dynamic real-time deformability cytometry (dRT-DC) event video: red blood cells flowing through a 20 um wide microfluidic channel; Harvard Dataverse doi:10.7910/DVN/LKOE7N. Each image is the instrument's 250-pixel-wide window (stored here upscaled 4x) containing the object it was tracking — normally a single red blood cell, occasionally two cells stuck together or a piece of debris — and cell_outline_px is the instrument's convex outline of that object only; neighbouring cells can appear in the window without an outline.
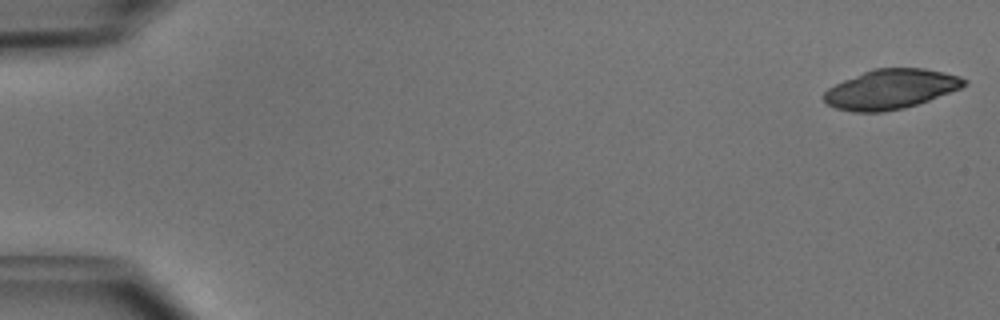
{"species": "common noctule bat (a hibernating species)", "species_latin": "Nyctalus noctula", "temperature_condition": "cold", "stored_images_in_passage": 50, "camera_frame_rate_fps": 3000, "um_per_image_px": 0.085, "animal": {"sex": "male", "body_mass_g": 15.6}, "frame": {"image": 1, "passage_image": 1, "time_ms": 0.0, "image_size_px": [1000, 320], "cell_outline_px": [[968, 84], [960, 88], [928, 100], [904, 108], [884, 112], [856, 112], [836, 108], [828, 104], [820, 96], [828, 88], [844, 80], [872, 68], [924, 68], [944, 72], [960, 76], [968, 80]], "centroid_in_image_um": [75.71, 7.57], "position_along_channel_um": 9.3, "area_um2": 32.37}}